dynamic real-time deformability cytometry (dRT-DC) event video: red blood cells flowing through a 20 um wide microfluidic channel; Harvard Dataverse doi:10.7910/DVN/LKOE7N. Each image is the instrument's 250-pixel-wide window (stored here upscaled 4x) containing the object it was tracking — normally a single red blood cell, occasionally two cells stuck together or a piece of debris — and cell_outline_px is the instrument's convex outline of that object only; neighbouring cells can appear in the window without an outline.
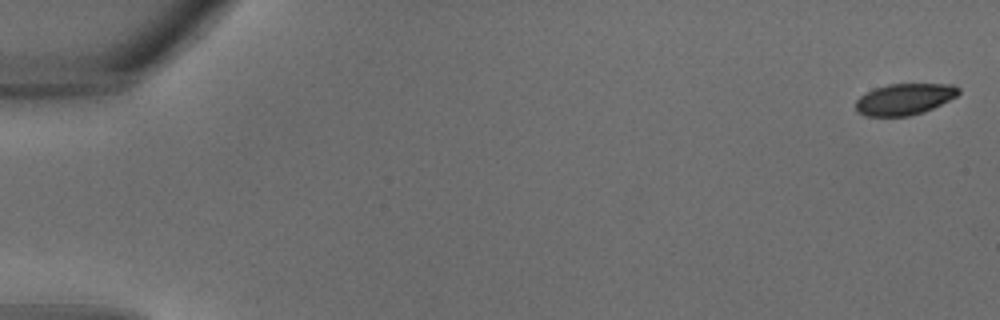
{"species": "common noctule bat (a hibernating species)", "species_latin": "Nyctalus noctula", "temperature_condition": "warm", "stored_images_in_passage": 34, "camera_frame_rate_fps": 3000, "um_per_image_px": 0.085, "animal": {"sex": "male", "body_mass_g": 18.8}, "frame": {"image": 1, "passage_image": 1, "time_ms": 0.0, "image_size_px": [1000, 320], "cell_outline_px": [[960, 92], [956, 96], [924, 112], [908, 116], [864, 116], [856, 112], [856, 100], [860, 96], [876, 88], [888, 84], [952, 84], [960, 88]], "centroid_in_image_um": [76.86, 8.43], "position_along_channel_um": 8.1, "area_um2": 18.67}}
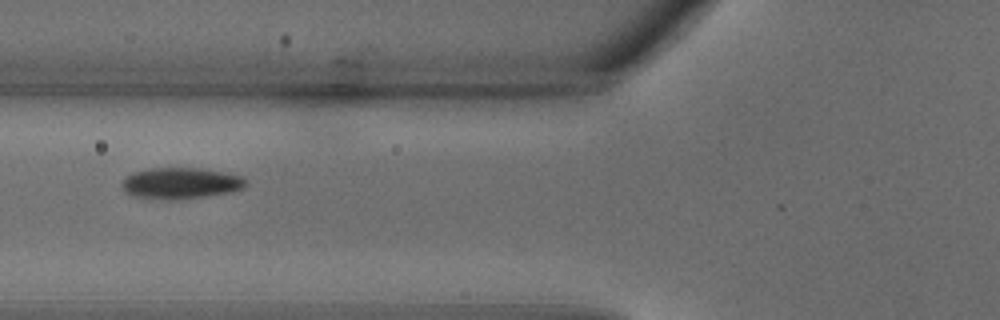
{"frame": {"image": 2, "passage_image": 14, "time_ms": 4.333, "image_size_px": [1000, 320], "cell_outline_px": [[248, 184], [244, 188], [232, 192], [176, 200], [168, 200], [132, 196], [124, 192], [120, 184], [132, 172], [152, 168], [200, 168], [224, 172], [244, 176], [248, 180]], "centroid_in_image_um": [15.39, 15.57], "position_along_channel_um": 110.4, "area_um2": 22.83}}
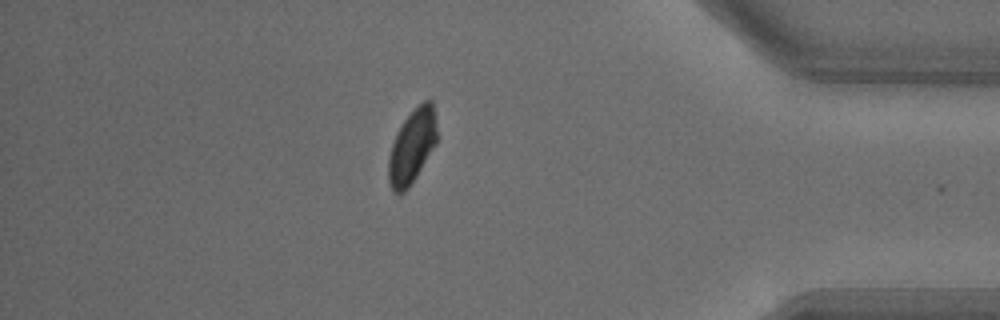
{"frame": {"image": 3, "passage_image": 30, "time_ms": 9.667, "image_size_px": [1000, 320], "cell_outline_px": [[436, 144], [416, 176], [408, 188], [404, 192], [392, 192], [388, 180], [388, 156], [392, 144], [404, 120], [424, 100], [432, 100], [436, 124]], "centroid_in_image_um": [35.01, 12.47], "position_along_channel_um": 400.2, "area_um2": 20.46}}